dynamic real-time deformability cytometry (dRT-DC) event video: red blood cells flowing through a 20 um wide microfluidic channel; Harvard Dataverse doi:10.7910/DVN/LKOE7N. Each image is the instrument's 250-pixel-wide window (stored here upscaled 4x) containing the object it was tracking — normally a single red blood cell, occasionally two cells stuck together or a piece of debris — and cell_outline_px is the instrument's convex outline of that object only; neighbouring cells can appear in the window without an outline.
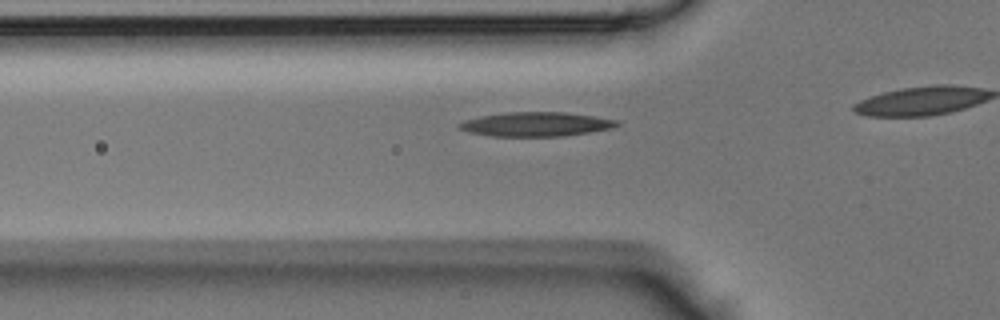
{"species": "Egyptian fruit bat (a non-hibernating species)", "species_latin": "Rousettus aegyptiacus", "temperature_condition": "room temperature", "stored_images_in_passage": 32, "camera_frame_rate_fps": 3000, "um_per_image_px": 0.085, "animal": {"sex": "male"}, "frame": {"image": 1, "passage_image": 10, "time_ms": 3.0, "image_size_px": [1000, 320], "cell_outline_px": [[620, 124], [612, 128], [592, 132], [560, 136], [492, 136], [468, 132], [460, 128], [456, 124], [464, 120], [480, 116], [508, 112], [564, 112], [620, 120]], "centroid_in_image_um": [45.57, 10.56], "position_along_channel_um": 80.2, "area_um2": 22.25}}
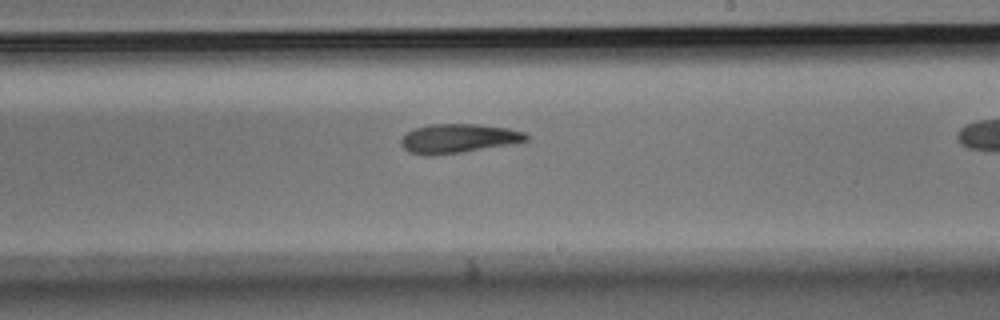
{"frame": {"image": 2, "passage_image": 22, "time_ms": 7.0, "image_size_px": [1000, 320], "cell_outline_px": [[532, 136], [528, 140], [516, 144], [432, 156], [428, 156], [408, 152], [400, 144], [400, 140], [408, 132], [416, 128], [428, 124], [476, 124], [508, 128], [524, 132]], "centroid_in_image_um": [39.0, 11.77], "position_along_channel_um": 250.0, "area_um2": 21.44}}
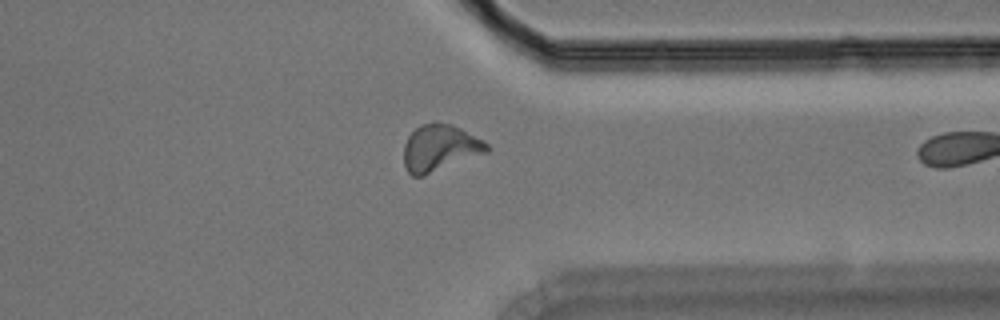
{"frame": {"image": 3, "passage_image": 31, "time_ms": 10.0, "image_size_px": [1000, 320], "cell_outline_px": [[488, 152], [424, 176], [412, 176], [408, 172], [404, 164], [404, 144], [408, 136], [420, 124], [436, 120], [452, 124], [484, 140], [488, 144]], "centroid_in_image_um": [37.38, 12.56], "position_along_channel_um": 374.0, "area_um2": 22.83}}